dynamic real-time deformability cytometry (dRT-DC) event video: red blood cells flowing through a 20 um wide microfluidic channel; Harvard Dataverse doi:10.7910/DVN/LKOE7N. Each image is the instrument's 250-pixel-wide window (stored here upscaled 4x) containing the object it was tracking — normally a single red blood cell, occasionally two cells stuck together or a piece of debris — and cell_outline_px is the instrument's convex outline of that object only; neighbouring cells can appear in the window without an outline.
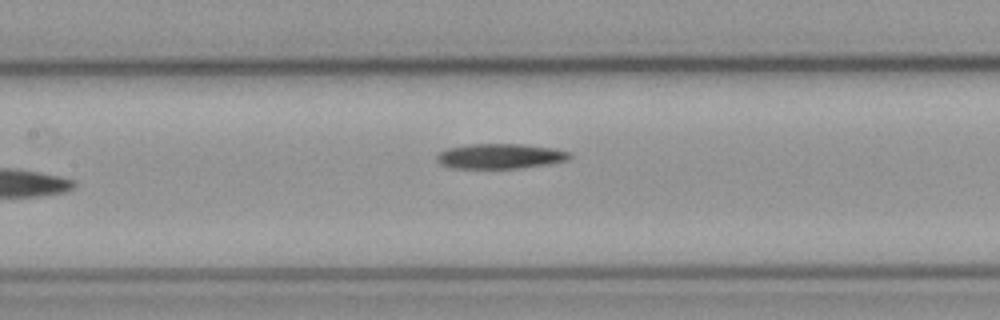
{"species": "common noctule bat (a hibernating species)", "species_latin": "Nyctalus noctula", "temperature_condition": "cold", "stored_images_in_passage": 7, "camera_frame_rate_fps": 3000, "um_per_image_px": 0.085, "animal": {"sex": "male", "body_mass_g": 23.1, "forearm_length_mm": 52.7}, "frame": {"image": 1, "passage_image": 7, "time_ms": 2.0, "image_size_px": [1000, 320], "cell_outline_px": [[572, 156], [568, 160], [548, 164], [520, 168], [452, 168], [440, 164], [436, 160], [436, 156], [440, 152], [448, 148], [468, 144], [520, 144], [556, 148], [572, 152]], "centroid_in_image_um": [42.55, 13.27], "position_along_channel_um": 164.9, "area_um2": 19.54}}